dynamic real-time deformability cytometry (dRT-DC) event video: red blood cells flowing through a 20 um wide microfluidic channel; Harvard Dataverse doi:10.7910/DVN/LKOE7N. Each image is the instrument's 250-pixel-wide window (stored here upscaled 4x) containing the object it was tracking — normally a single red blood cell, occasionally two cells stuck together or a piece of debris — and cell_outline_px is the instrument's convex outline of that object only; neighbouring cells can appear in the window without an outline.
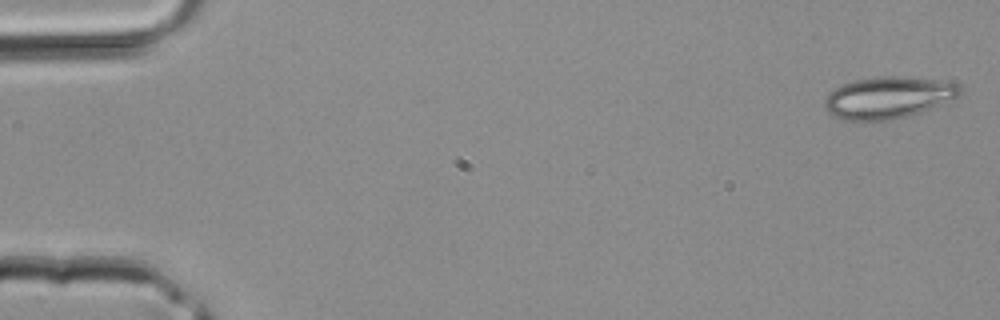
{"species": "common noctule bat (a hibernating species)", "species_latin": "Nyctalus noctula", "temperature_condition": "room temperature", "stored_images_in_passage": 9, "camera_frame_rate_fps": 3000, "um_per_image_px": 0.085, "animal": {"sex": "male", "body_mass_g": 20.4}, "frame": {"image": 1, "passage_image": 1, "time_ms": 0.0, "image_size_px": [1000, 320], "cell_outline_px": [[960, 92], [956, 96], [920, 112], [908, 116], [892, 120], [844, 120], [832, 116], [824, 108], [824, 100], [828, 92], [840, 84], [856, 80], [880, 76], [908, 76], [948, 80], [960, 84]], "centroid_in_image_um": [75.45, 8.27], "position_along_channel_um": 9.6, "area_um2": 33.18}}